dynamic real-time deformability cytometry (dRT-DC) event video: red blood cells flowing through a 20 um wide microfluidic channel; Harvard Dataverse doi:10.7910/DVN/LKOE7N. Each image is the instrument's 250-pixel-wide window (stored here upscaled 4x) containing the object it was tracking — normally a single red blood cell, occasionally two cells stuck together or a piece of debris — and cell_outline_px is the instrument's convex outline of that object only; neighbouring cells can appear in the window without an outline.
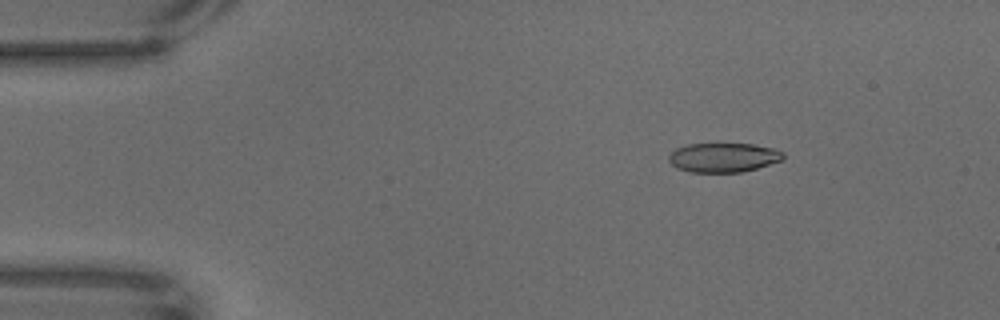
{"species": "common noctule bat (a hibernating species)", "species_latin": "Nyctalus noctula", "temperature_condition": "warm", "stored_images_in_passage": 67, "camera_frame_rate_fps": 3000, "um_per_image_px": 0.085, "animal": {"sex": "male", "body_mass_g": 18.8}, "frame": {"image": 1, "passage_image": 10, "time_ms": 3.0, "image_size_px": [1000, 320], "cell_outline_px": [[784, 160], [756, 168], [740, 172], [692, 172], [676, 168], [668, 160], [668, 156], [676, 148], [688, 144], [752, 144], [772, 148], [784, 152]], "centroid_in_image_um": [61.49, 13.39], "position_along_channel_um": 23.5, "area_um2": 19.48}}
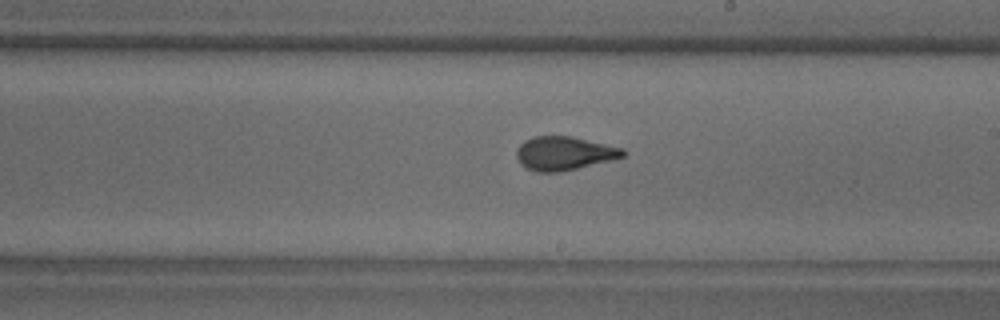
{"frame": {"image": 2, "passage_image": 39, "time_ms": 12.667, "image_size_px": [1000, 320], "cell_outline_px": [[628, 152], [624, 156], [560, 172], [536, 172], [524, 168], [520, 164], [516, 156], [516, 148], [524, 140], [532, 136], [572, 136], [624, 148]], "centroid_in_image_um": [47.9, 13.02], "position_along_channel_um": 241.1, "area_um2": 20.98}}
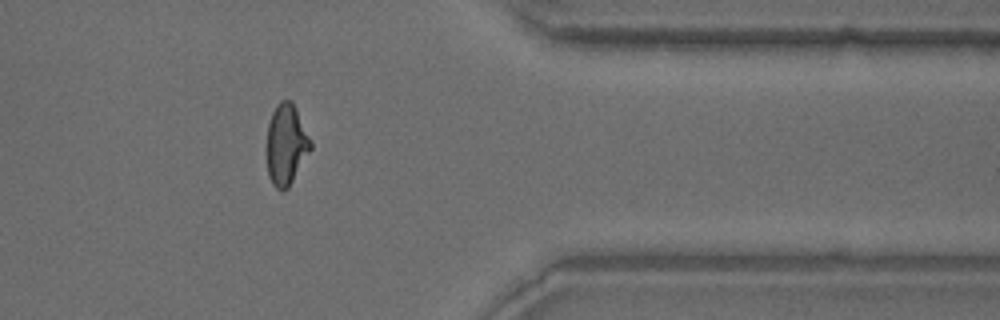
{"frame": {"image": 3, "passage_image": 55, "time_ms": 18.0, "image_size_px": [1000, 320], "cell_outline_px": [[312, 148], [288, 188], [284, 192], [280, 192], [272, 184], [268, 176], [268, 124], [272, 112], [276, 104], [280, 100], [292, 100], [312, 140]], "centroid_in_image_um": [24.35, 12.28], "position_along_channel_um": 387.1, "area_um2": 20.75}}